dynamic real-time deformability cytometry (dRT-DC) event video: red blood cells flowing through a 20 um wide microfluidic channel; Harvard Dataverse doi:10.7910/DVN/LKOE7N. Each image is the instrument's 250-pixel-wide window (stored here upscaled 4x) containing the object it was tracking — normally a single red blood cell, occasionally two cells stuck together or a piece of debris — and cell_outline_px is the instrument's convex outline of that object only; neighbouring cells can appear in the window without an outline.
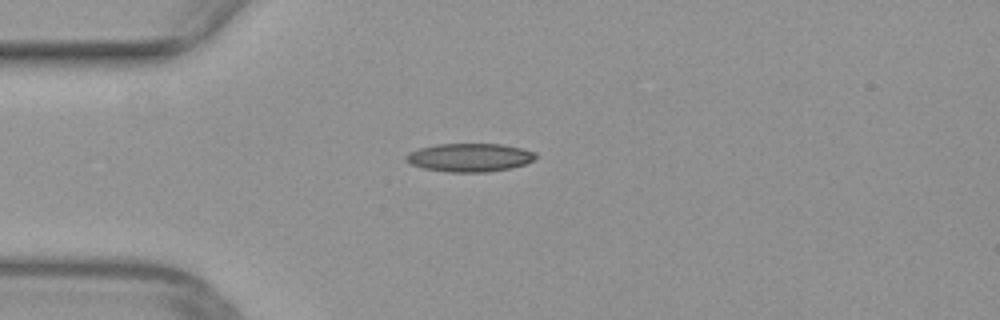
{"species": "common noctule bat (a hibernating species)", "species_latin": "Nyctalus noctula", "temperature_condition": "warm", "stored_images_in_passage": 46, "camera_frame_rate_fps": 3000, "um_per_image_px": 0.085, "animal": {"sex": "female", "body_mass_g": 29.2, "forearm_length_mm": 56.3}, "frame": {"image": 1, "passage_image": 9, "time_ms": 2.667, "image_size_px": [1000, 320], "cell_outline_px": [[536, 156], [532, 160], [524, 164], [512, 168], [488, 172], [444, 172], [424, 168], [408, 164], [404, 160], [404, 156], [408, 152], [420, 148], [436, 144], [500, 144], [520, 148], [536, 152]], "centroid_in_image_um": [39.86, 13.39], "position_along_channel_um": 45.1, "area_um2": 21.56}}
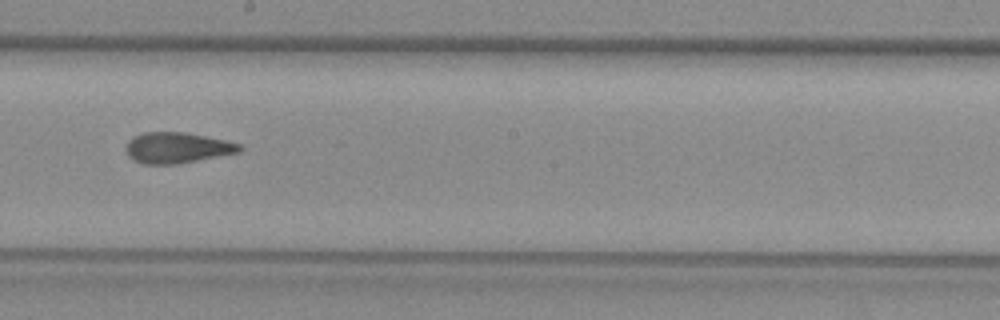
{"frame": {"image": 2, "passage_image": 24, "time_ms": 7.667, "image_size_px": [1000, 320], "cell_outline_px": [[244, 148], [240, 152], [176, 164], [144, 164], [132, 160], [128, 156], [128, 140], [132, 136], [144, 132], [184, 132], [224, 140], [240, 144]], "centroid_in_image_um": [15.05, 12.56], "position_along_channel_um": 233.2, "area_um2": 20.23}}
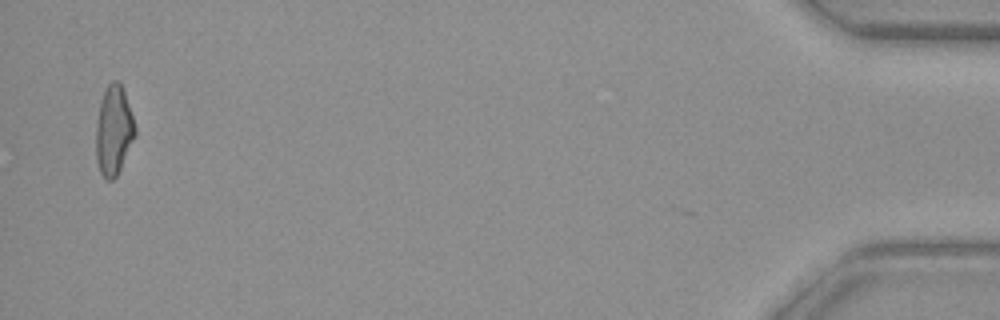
{"frame": {"image": 3, "passage_image": 45, "time_ms": 14.667, "image_size_px": [1000, 320], "cell_outline_px": [[136, 136], [116, 176], [112, 180], [108, 180], [100, 172], [96, 160], [96, 120], [100, 100], [108, 84], [112, 80], [120, 80], [136, 128]], "centroid_in_image_um": [9.65, 11.07], "position_along_channel_um": 425.5, "area_um2": 20.35}}